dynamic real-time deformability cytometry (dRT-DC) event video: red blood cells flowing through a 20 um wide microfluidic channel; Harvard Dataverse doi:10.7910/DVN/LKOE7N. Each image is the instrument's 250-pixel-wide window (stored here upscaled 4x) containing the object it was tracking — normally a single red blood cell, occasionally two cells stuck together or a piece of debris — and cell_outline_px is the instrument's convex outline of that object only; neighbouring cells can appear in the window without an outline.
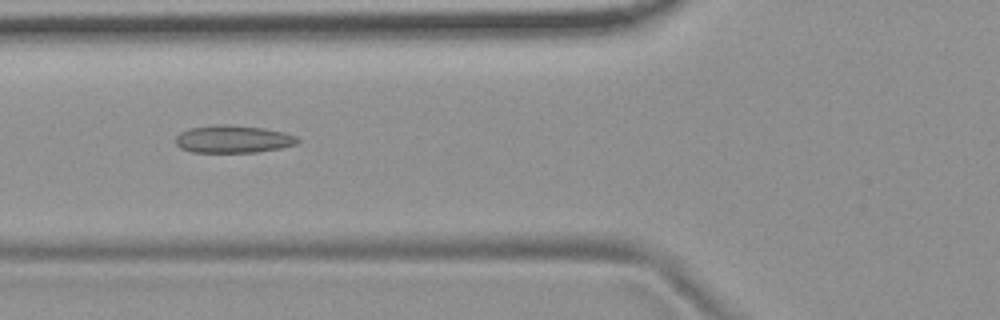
{"species": "common noctule bat (a hibernating species)", "species_latin": "Nyctalus noctula", "temperature_condition": "room temperature", "stored_images_in_passage": 9, "camera_frame_rate_fps": 3000, "um_per_image_px": 0.085, "animal": {"sex": "female", "body_mass_g": 19.9}, "frame": {"image": 1, "passage_image": 6, "time_ms": 5.667, "image_size_px": [1000, 320], "cell_outline_px": [[300, 140], [296, 144], [280, 148], [256, 152], [192, 152], [180, 148], [176, 144], [176, 136], [180, 132], [192, 128], [212, 124], [228, 124], [264, 128], [284, 132], [296, 136]], "centroid_in_image_um": [19.81, 11.82], "position_along_channel_um": 106.0, "area_um2": 19.65}}
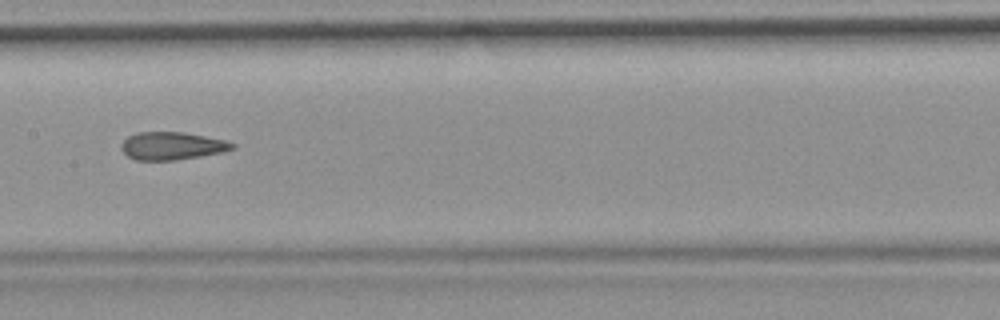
{"frame": {"image": 2, "passage_image": 8, "time_ms": 8.0, "image_size_px": [1000, 320], "cell_outline_px": [[236, 148], [224, 152], [176, 160], [136, 160], [128, 156], [120, 148], [120, 144], [128, 136], [136, 132], [184, 132], [224, 140], [236, 144]], "centroid_in_image_um": [14.62, 12.4], "position_along_channel_um": 192.8, "area_um2": 18.03}}
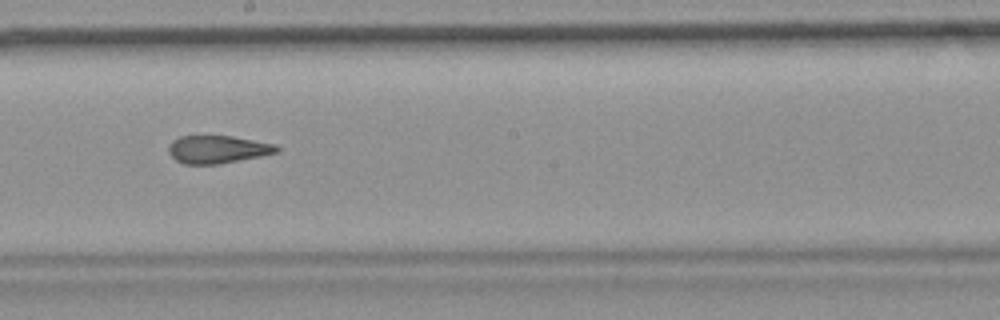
{"frame": {"image": 3, "passage_image": 9, "time_ms": 9.0, "image_size_px": [1000, 320], "cell_outline_px": [[280, 152], [260, 156], [216, 164], [184, 164], [176, 160], [168, 152], [168, 148], [172, 140], [180, 136], [232, 136], [276, 144], [280, 148]], "centroid_in_image_um": [18.51, 12.69], "position_along_channel_um": 229.7, "area_um2": 17.46}}